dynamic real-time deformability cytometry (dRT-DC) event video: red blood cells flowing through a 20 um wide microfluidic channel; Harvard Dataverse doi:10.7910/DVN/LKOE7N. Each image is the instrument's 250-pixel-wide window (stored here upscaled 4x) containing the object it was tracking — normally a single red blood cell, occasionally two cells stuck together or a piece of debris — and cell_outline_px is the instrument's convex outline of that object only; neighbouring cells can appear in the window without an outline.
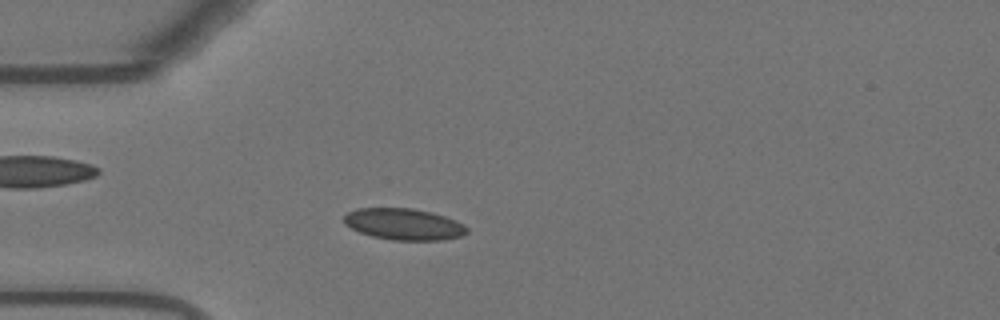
{"species": "Egyptian fruit bat (a non-hibernating species)", "species_latin": "Rousettus aegyptiacus", "temperature_condition": "warm", "stored_images_in_passage": 43, "camera_frame_rate_fps": 3000, "um_per_image_px": 0.085, "animal": {"sex": "female"}, "frame": {"image": 1, "passage_image": 3, "time_ms": 0.667, "image_size_px": [1000, 320], "cell_outline_px": [[468, 232], [460, 236], [440, 240], [392, 240], [372, 236], [360, 232], [344, 224], [344, 216], [348, 212], [356, 208], [412, 208], [432, 212], [456, 220], [464, 224], [468, 228]], "centroid_in_image_um": [34.33, 19.05], "position_along_channel_um": 50.7, "area_um2": 22.54}}
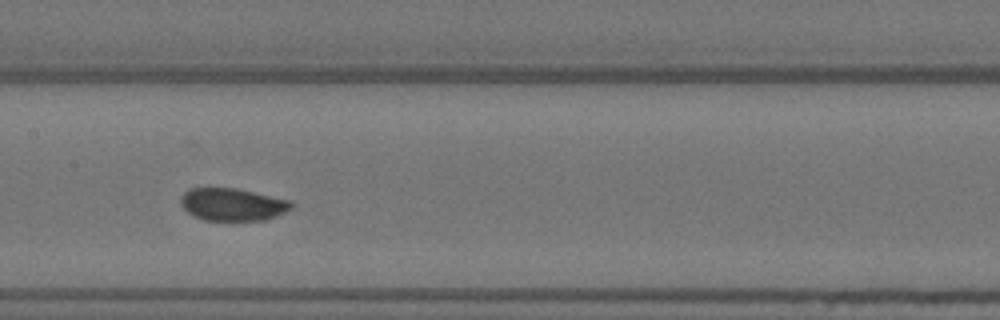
{"frame": {"image": 2, "passage_image": 15, "time_ms": 4.667, "image_size_px": [1000, 320], "cell_outline_px": [[292, 208], [276, 216], [264, 220], [204, 220], [192, 216], [180, 204], [180, 196], [188, 188], [236, 188], [292, 200]], "centroid_in_image_um": [19.74, 17.37], "position_along_channel_um": 187.7, "area_um2": 21.1}}
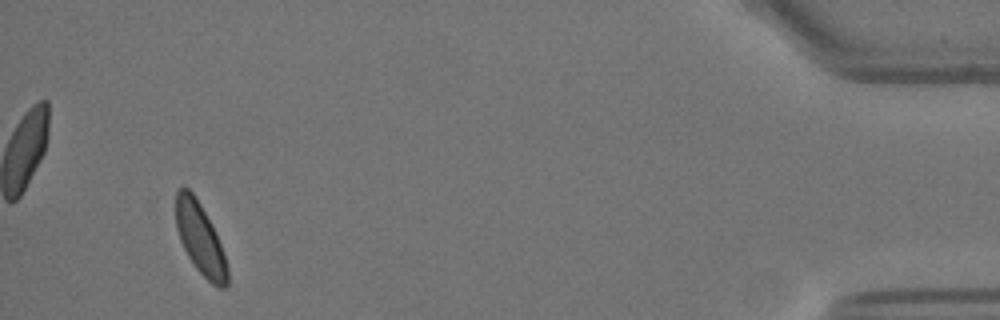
{"frame": {"image": 3, "passage_image": 40, "time_ms": 13.0, "image_size_px": [1000, 320], "cell_outline_px": [[228, 284], [224, 288], [220, 288], [212, 284], [196, 268], [188, 256], [180, 240], [176, 228], [176, 192], [180, 184], [184, 184], [192, 192], [200, 204], [212, 224], [216, 232], [228, 268]], "centroid_in_image_um": [17.0, 20.25], "position_along_channel_um": 418.2, "area_um2": 21.39}, "authors_computed_cell_mechanics": {"area_um2": 21.9062, "velocity_mm_per_s": 3.6552, "shape_relaxation_time_tau1_ms": 7.4106, "shape_relaxation_time_tau2_ms": null, "deformation_change_tau1": 0.2027, "deformation_change_tau2": null}}